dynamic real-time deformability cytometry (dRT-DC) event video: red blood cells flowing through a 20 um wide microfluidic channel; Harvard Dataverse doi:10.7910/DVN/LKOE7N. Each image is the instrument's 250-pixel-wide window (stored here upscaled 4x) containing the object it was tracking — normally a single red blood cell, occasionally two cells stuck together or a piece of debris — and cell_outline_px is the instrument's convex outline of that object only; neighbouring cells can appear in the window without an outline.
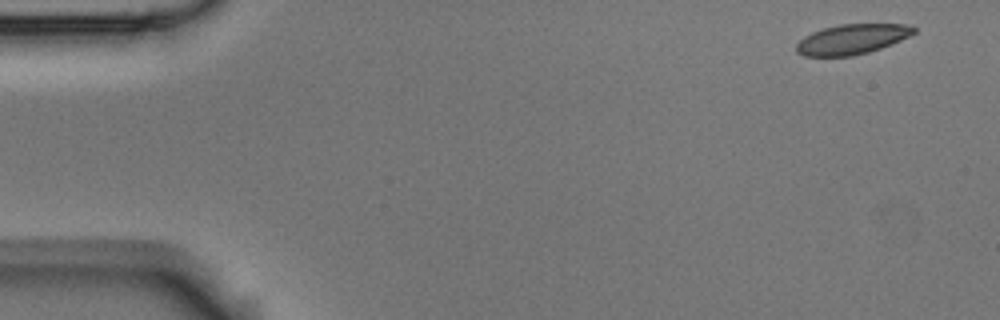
{"species": "Egyptian fruit bat (a non-hibernating species)", "species_latin": "Rousettus aegyptiacus", "temperature_condition": "room temperature", "stored_images_in_passage": 10, "camera_frame_rate_fps": 3000, "um_per_image_px": 0.085, "animal": {"sex": "male"}, "frame": {"image": 1, "passage_image": 1, "time_ms": 0.0, "image_size_px": [1000, 320], "cell_outline_px": [[916, 32], [892, 44], [868, 52], [852, 56], [804, 56], [796, 52], [796, 44], [804, 36], [812, 32], [824, 28], [840, 24], [904, 24], [916, 28]], "centroid_in_image_um": [72.39, 3.33], "position_along_channel_um": 12.6, "area_um2": 20.46}}
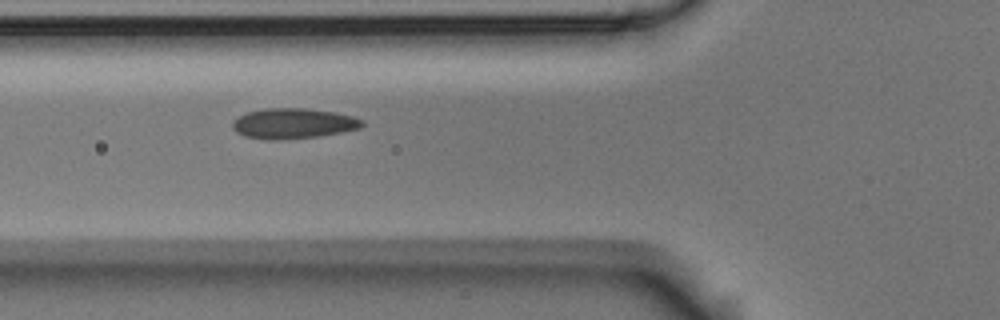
{"frame": {"image": 2, "passage_image": 6, "time_ms": 1.667, "image_size_px": [1000, 320], "cell_outline_px": [[364, 124], [360, 128], [320, 136], [276, 140], [268, 140], [244, 136], [236, 132], [232, 128], [232, 124], [240, 116], [248, 112], [264, 108], [304, 108], [336, 112], [352, 116], [364, 120]], "centroid_in_image_um": [24.94, 10.49], "position_along_channel_um": 100.9, "area_um2": 22.89}}
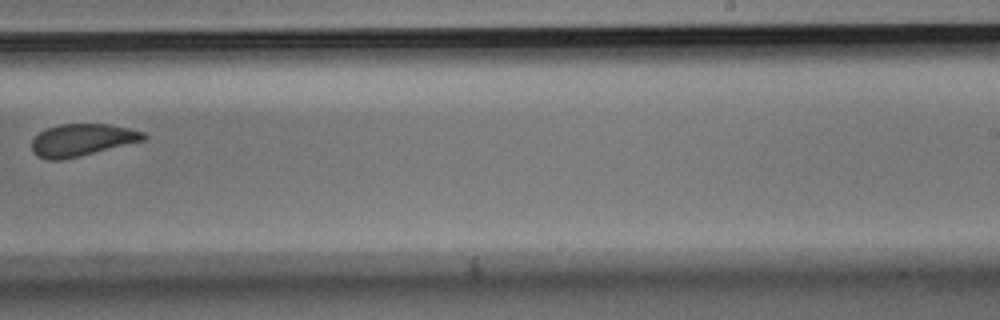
{"frame": {"image": 3, "passage_image": 10, "time_ms": 3.0, "image_size_px": [1000, 320], "cell_outline_px": [[148, 136], [144, 140], [60, 160], [48, 160], [36, 156], [32, 152], [32, 140], [40, 132], [48, 128], [60, 124], [112, 124], [144, 132]], "centroid_in_image_um": [6.95, 11.89], "position_along_channel_um": 282.1, "area_um2": 20.69}}